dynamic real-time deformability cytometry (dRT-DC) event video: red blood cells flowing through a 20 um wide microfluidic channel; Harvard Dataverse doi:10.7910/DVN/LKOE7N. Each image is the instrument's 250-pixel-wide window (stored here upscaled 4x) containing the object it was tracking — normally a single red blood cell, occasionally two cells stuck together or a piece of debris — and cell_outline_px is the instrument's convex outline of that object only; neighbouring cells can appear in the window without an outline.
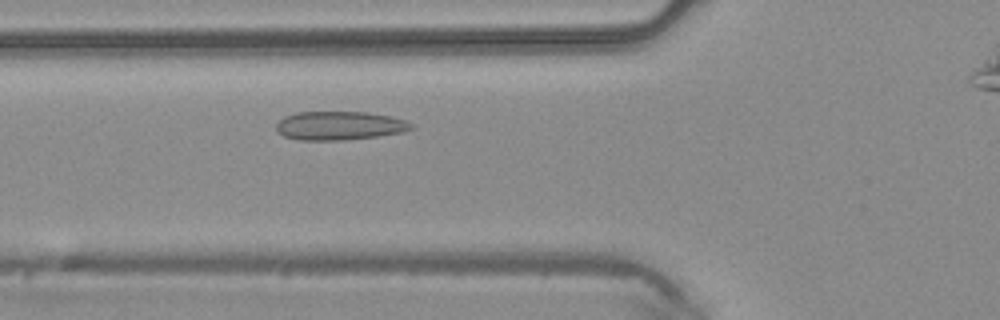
{"species": "common noctule bat (a hibernating species)", "species_latin": "Nyctalus noctula", "temperature_condition": "warm", "stored_images_in_passage": 6, "camera_frame_rate_fps": 3000, "um_per_image_px": 0.085, "animal": {"sex": "male", "body_mass_g": 20.4}, "frame": {"image": 1, "passage_image": 5, "time_ms": 1.333, "image_size_px": [1000, 320], "cell_outline_px": [[412, 128], [404, 132], [380, 136], [344, 140], [300, 140], [284, 136], [276, 132], [276, 124], [284, 116], [296, 112], [368, 112], [388, 116], [404, 120], [412, 124]], "centroid_in_image_um": [28.82, 10.68], "position_along_channel_um": 97.0, "area_um2": 22.6}}